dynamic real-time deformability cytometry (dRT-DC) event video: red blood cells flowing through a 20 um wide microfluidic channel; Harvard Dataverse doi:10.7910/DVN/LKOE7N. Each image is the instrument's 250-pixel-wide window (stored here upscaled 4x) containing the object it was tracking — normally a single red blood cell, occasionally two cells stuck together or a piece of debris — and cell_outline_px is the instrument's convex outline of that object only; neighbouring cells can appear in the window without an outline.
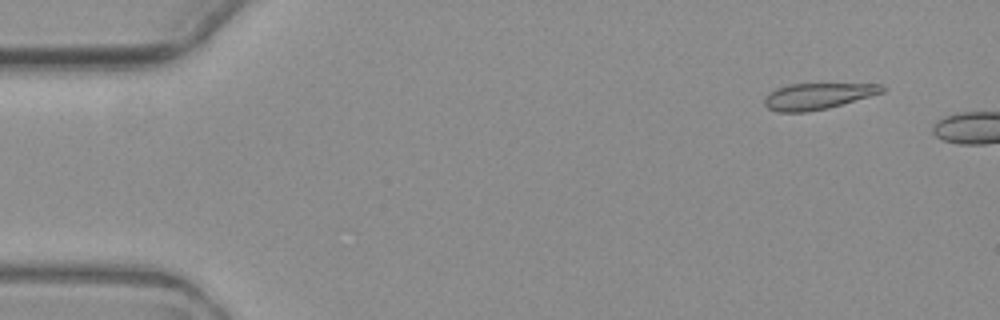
{"species": "common noctule bat (a hibernating species)", "species_latin": "Nyctalus noctula", "temperature_condition": "warm", "stored_images_in_passage": 5, "camera_frame_rate_fps": 3000, "um_per_image_px": 0.085, "animal": {"sex": "female", "body_mass_g": 19.3, "forearm_length_mm": 54.1}, "frame": {"image": 1, "passage_image": 2, "time_ms": 1.0, "image_size_px": [1000, 320], "cell_outline_px": [[884, 92], [828, 108], [804, 112], [776, 112], [768, 108], [764, 104], [764, 96], [768, 92], [776, 88], [788, 84], [884, 84]], "centroid_in_image_um": [69.45, 8.17], "position_along_channel_um": 15.6, "area_um2": 17.98}}